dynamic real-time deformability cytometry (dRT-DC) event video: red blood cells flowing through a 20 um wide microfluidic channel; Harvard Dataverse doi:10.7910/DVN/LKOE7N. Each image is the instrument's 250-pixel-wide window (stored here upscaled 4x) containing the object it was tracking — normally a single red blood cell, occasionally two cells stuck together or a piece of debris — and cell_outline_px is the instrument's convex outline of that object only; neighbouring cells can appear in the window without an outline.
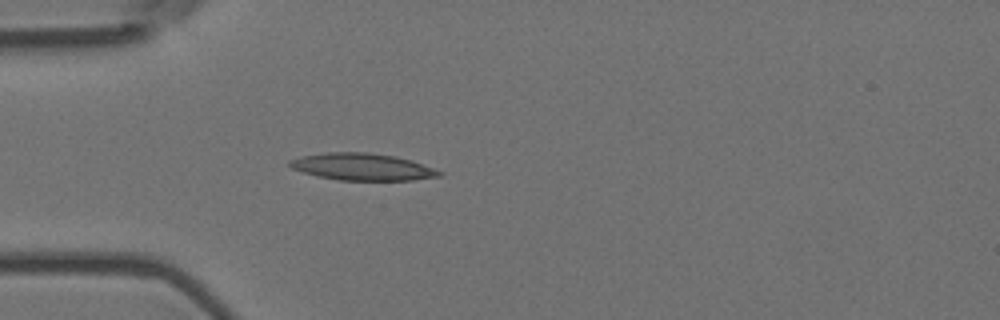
{"species": "Egyptian fruit bat (a non-hibernating species)", "species_latin": "Rousettus aegyptiacus", "temperature_condition": "room temperature", "stored_images_in_passage": 3, "camera_frame_rate_fps": 3000, "um_per_image_px": 0.085, "animal": {"sex": "female"}, "frame": {"image": 1, "passage_image": 3, "time_ms": 0.667, "image_size_px": [1000, 320], "cell_outline_px": [[444, 172], [440, 176], [412, 180], [340, 180], [316, 176], [292, 168], [288, 164], [288, 160], [304, 156], [328, 152], [368, 152], [396, 156]], "centroid_in_image_um": [30.77, 14.18], "position_along_channel_um": 54.2, "area_um2": 23.24}}